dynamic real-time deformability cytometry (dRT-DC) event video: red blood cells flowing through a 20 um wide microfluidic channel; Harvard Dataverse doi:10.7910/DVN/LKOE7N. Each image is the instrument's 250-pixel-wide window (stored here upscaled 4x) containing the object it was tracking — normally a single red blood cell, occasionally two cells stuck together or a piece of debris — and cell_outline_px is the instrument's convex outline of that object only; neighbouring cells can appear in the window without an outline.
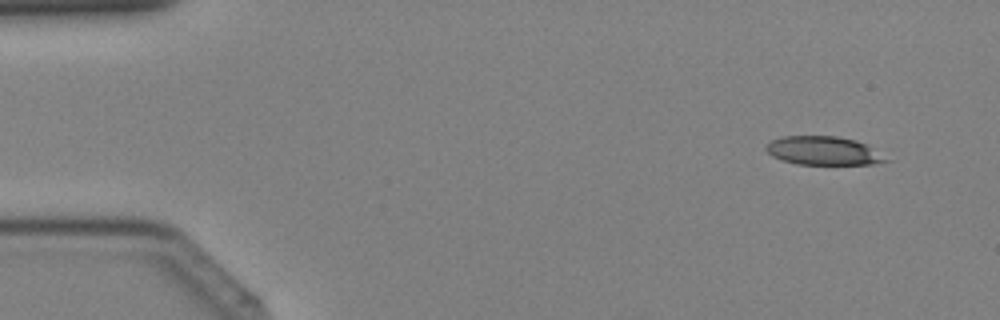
{"species": "Egyptian fruit bat (a non-hibernating species)", "species_latin": "Rousettus aegyptiacus", "temperature_condition": "cold", "stored_images_in_passage": 40, "camera_frame_rate_fps": 3000, "um_per_image_px": 0.085, "animal": {"sex": "female"}, "frame": {"image": 1, "passage_image": 3, "time_ms": 0.667, "image_size_px": [1000, 320], "cell_outline_px": [[892, 160], [876, 164], [796, 164], [772, 156], [764, 148], [772, 140], [784, 136], [836, 136], [856, 140], [868, 144]], "centroid_in_image_um": [70.06, 12.81], "position_along_channel_um": 14.9, "area_um2": 20.06}}
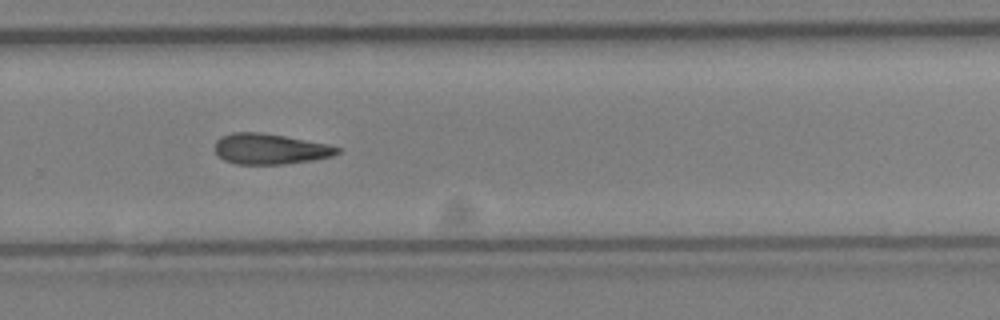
{"frame": {"image": 2, "passage_image": 27, "time_ms": 8.667, "image_size_px": [1000, 320], "cell_outline_px": [[340, 152], [332, 156], [312, 160], [284, 164], [236, 164], [224, 160], [216, 152], [216, 140], [220, 136], [232, 132], [260, 132], [284, 136], [324, 144], [340, 148]], "centroid_in_image_um": [22.91, 12.66], "position_along_channel_um": 306.9, "area_um2": 21.56}}
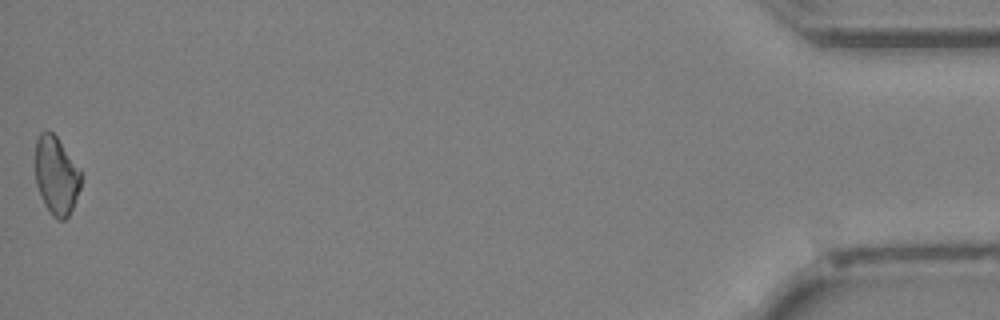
{"frame": {"image": 3, "passage_image": 40, "time_ms": 13.0, "image_size_px": [1000, 320], "cell_outline_px": [[80, 188], [72, 208], [68, 216], [64, 220], [56, 220], [52, 216], [36, 184], [36, 140], [40, 132], [44, 128], [52, 132], [56, 136], [80, 168]], "centroid_in_image_um": [4.79, 14.88], "position_along_channel_um": 430.4, "area_um2": 20.58}}